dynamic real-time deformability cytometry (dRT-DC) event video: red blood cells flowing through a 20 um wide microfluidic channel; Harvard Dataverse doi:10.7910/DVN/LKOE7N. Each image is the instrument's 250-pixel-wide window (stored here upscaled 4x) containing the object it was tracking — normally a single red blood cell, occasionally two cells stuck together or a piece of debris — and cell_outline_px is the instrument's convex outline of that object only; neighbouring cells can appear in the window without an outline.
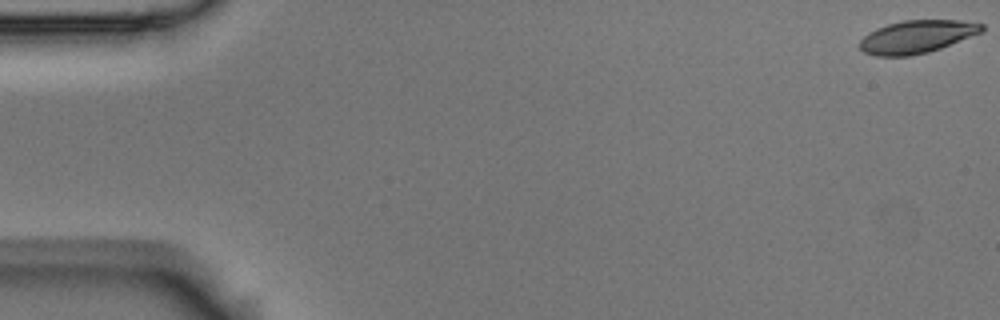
{"species": "Egyptian fruit bat (a non-hibernating species)", "species_latin": "Rousettus aegyptiacus", "temperature_condition": "room temperature", "stored_images_in_passage": 5, "camera_frame_rate_fps": 3000, "um_per_image_px": 0.085, "animal": {"sex": "male"}, "frame": {"image": 1, "passage_image": 1, "time_ms": 0.0, "image_size_px": [1000, 320], "cell_outline_px": [[984, 32], [940, 48], [928, 52], [908, 56], [876, 56], [864, 52], [860, 48], [860, 40], [864, 36], [876, 28], [888, 24], [904, 20], [960, 20], [984, 24]], "centroid_in_image_um": [77.96, 3.12], "position_along_channel_um": 7.0, "area_um2": 23.35}}